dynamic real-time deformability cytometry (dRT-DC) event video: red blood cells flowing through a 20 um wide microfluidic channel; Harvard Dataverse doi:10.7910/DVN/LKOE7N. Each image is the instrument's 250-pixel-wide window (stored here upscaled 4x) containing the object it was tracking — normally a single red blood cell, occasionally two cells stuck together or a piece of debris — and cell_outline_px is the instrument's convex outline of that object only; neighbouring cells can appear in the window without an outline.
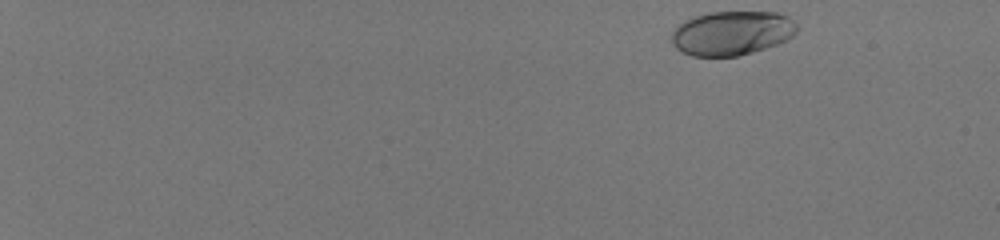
{"species": "human", "species_latin": "Homo sapiens", "temperature_condition": "room temperature", "stored_images_in_passage": 49, "camera_frame_rate_fps": 3000, "um_per_image_px": 0.085, "donor": {"sex": "male"}, "frame": {"image": 1, "passage_image": 1, "time_ms": 0.0, "image_size_px": [1000, 240], "cell_outline_px": [[796, 32], [792, 36], [776, 44], [752, 52], [736, 56], [692, 56], [676, 48], [672, 44], [672, 32], [684, 20], [708, 12], [776, 12], [788, 16], [796, 24]], "centroid_in_image_um": [62.19, 2.8], "position_along_channel_um": 22.8, "area_um2": 32.02}}
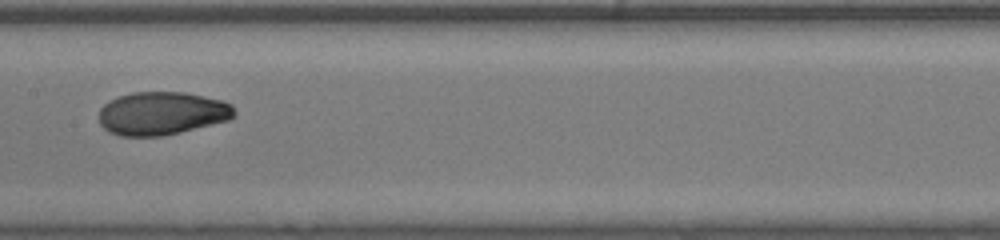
{"frame": {"image": 2, "passage_image": 28, "time_ms": 9.0, "image_size_px": [1000, 240], "cell_outline_px": [[236, 116], [228, 120], [164, 136], [120, 136], [108, 132], [100, 124], [100, 108], [104, 104], [120, 96], [132, 92], [184, 92], [220, 100], [232, 104], [236, 112]], "centroid_in_image_um": [13.77, 9.64], "position_along_channel_um": 193.6, "area_um2": 33.99}}
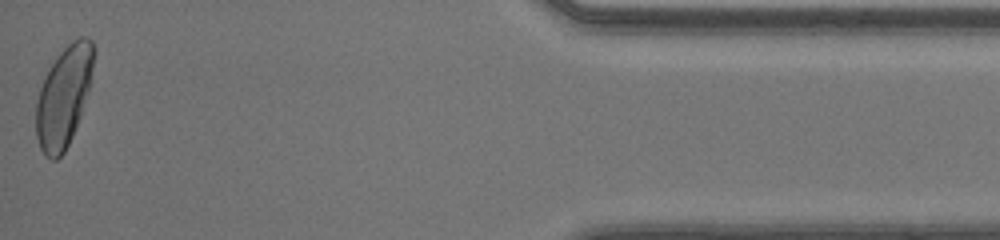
{"frame": {"image": 3, "passage_image": 49, "time_ms": 16.0, "image_size_px": [1000, 240], "cell_outline_px": [[96, 52], [88, 92], [80, 116], [72, 136], [64, 152], [56, 160], [52, 160], [44, 156], [40, 148], [36, 136], [36, 100], [40, 88], [56, 56], [72, 40], [80, 36], [84, 36], [92, 40], [96, 48]], "centroid_in_image_um": [5.43, 8.19], "position_along_channel_um": 429.8, "area_um2": 33.76}, "authors_computed_cell_mechanics": {"area_um2": 33.5818, "velocity_mm_per_s": 4.118, "shape_relaxation_time_tau1_ms": 5.6587, "shape_relaxation_time_tau2_ms": null, "deformation_change_tau1": 0.2246, "deformation_change_tau2": null}}